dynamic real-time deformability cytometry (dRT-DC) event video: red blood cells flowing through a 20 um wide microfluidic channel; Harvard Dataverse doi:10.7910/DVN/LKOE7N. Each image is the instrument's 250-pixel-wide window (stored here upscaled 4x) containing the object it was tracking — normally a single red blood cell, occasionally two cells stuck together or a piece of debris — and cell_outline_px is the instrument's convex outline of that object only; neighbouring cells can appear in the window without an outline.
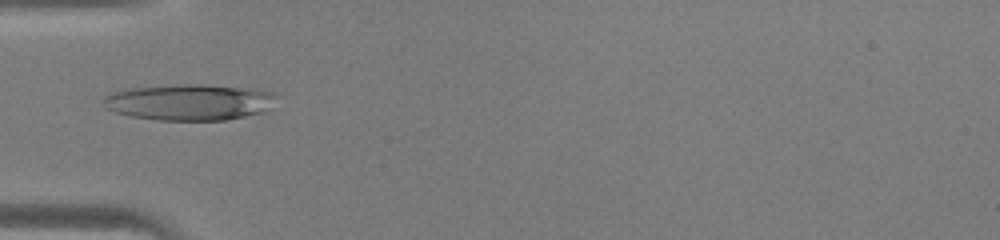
{"species": "human", "species_latin": "Homo sapiens", "temperature_condition": "warm", "stored_images_in_passage": 44, "camera_frame_rate_fps": 3000, "um_per_image_px": 0.085, "donor": {"sex": "male"}, "frame": {"image": 1, "passage_image": 15, "time_ms": 4.667, "image_size_px": [1000, 240], "cell_outline_px": [[276, 96], [272, 108], [264, 112], [228, 120], [160, 120], [132, 116], [116, 112], [104, 108], [100, 100], [104, 96], [112, 92], [132, 88], [176, 84], [200, 84], [256, 88], [272, 92]], "centroid_in_image_um": [16.12, 8.68], "position_along_channel_um": 68.9, "area_um2": 36.93}}
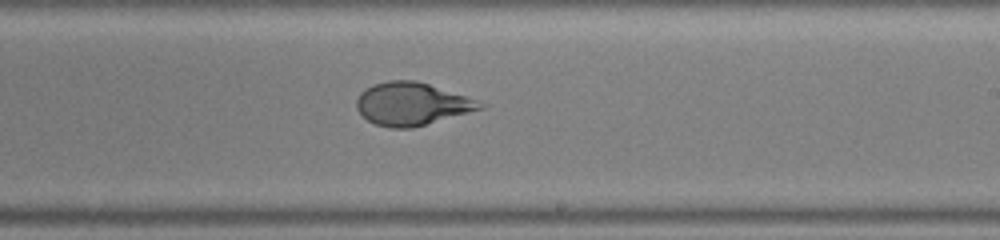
{"frame": {"image": 2, "passage_image": 27, "time_ms": 8.667, "image_size_px": [1000, 240], "cell_outline_px": [[488, 104], [484, 108], [412, 128], [388, 128], [376, 124], [368, 120], [356, 108], [356, 100], [360, 92], [364, 88], [372, 84], [388, 80], [416, 80], [480, 100]], "centroid_in_image_um": [35.01, 8.82], "position_along_channel_um": 254.0, "area_um2": 30.98}}
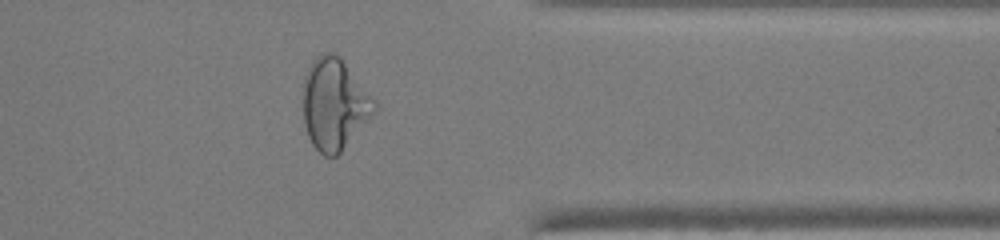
{"frame": {"image": 3, "passage_image": 36, "time_ms": 11.667, "image_size_px": [1000, 240], "cell_outline_px": [[376, 112], [340, 152], [336, 156], [324, 156], [312, 144], [308, 136], [304, 124], [304, 76], [312, 60], [320, 52], [332, 52], [340, 56], [376, 100]], "centroid_in_image_um": [28.43, 8.82], "position_along_channel_um": 383.0, "area_um2": 38.03}}